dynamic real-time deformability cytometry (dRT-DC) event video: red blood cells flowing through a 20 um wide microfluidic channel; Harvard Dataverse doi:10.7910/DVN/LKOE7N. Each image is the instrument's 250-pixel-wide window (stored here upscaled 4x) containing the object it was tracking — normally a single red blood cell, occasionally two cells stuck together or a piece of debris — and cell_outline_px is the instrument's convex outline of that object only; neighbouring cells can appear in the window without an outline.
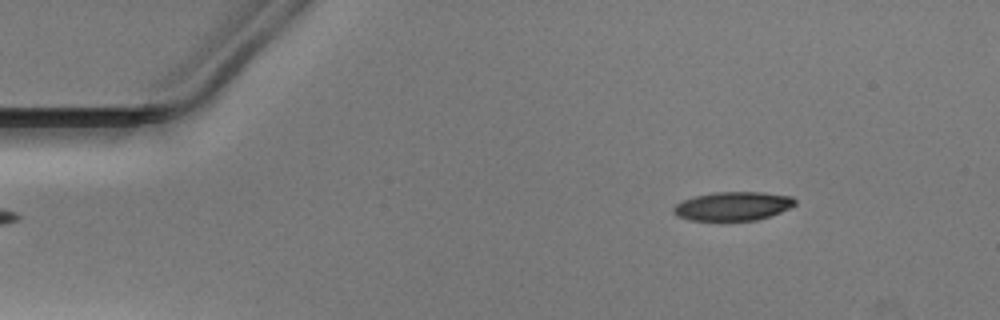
{"species": "Egyptian fruit bat (a non-hibernating species)", "species_latin": "Rousettus aegyptiacus", "temperature_condition": "warm", "stored_images_in_passage": 45, "camera_frame_rate_fps": 3000, "um_per_image_px": 0.085, "animal": {"sex": "male"}, "frame": {"image": 1, "passage_image": 1, "time_ms": 0.0, "image_size_px": [1000, 320], "cell_outline_px": [[796, 204], [780, 212], [756, 220], [688, 220], [676, 216], [672, 212], [672, 208], [676, 204], [684, 200], [696, 196], [716, 192], [764, 192], [792, 196], [796, 200]], "centroid_in_image_um": [62.29, 17.52], "position_along_channel_um": 22.7, "area_um2": 20.29}}
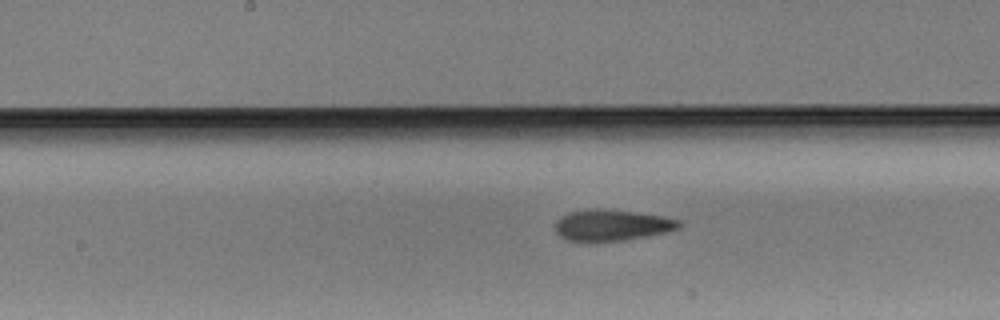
{"frame": {"image": 2, "passage_image": 20, "time_ms": 6.333, "image_size_px": [1000, 320], "cell_outline_px": [[680, 228], [664, 232], [624, 240], [568, 240], [560, 236], [556, 232], [556, 224], [568, 212], [632, 212], [664, 216], [680, 220]], "centroid_in_image_um": [52.09, 19.18], "position_along_channel_um": 196.1, "area_um2": 20.81}}
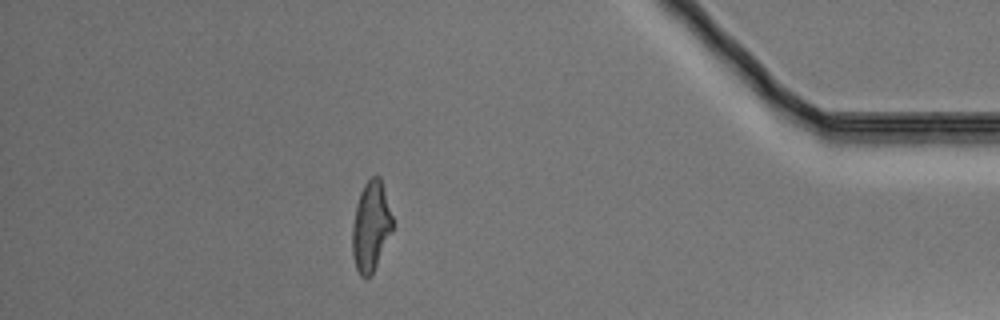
{"frame": {"image": 3, "passage_image": 39, "time_ms": 12.667, "image_size_px": [1000, 320], "cell_outline_px": [[392, 232], [372, 272], [368, 276], [360, 276], [356, 268], [352, 256], [352, 224], [356, 204], [360, 192], [364, 184], [372, 176], [380, 176], [392, 216]], "centroid_in_image_um": [31.5, 19.21], "position_along_channel_um": 403.7, "area_um2": 20.81}}